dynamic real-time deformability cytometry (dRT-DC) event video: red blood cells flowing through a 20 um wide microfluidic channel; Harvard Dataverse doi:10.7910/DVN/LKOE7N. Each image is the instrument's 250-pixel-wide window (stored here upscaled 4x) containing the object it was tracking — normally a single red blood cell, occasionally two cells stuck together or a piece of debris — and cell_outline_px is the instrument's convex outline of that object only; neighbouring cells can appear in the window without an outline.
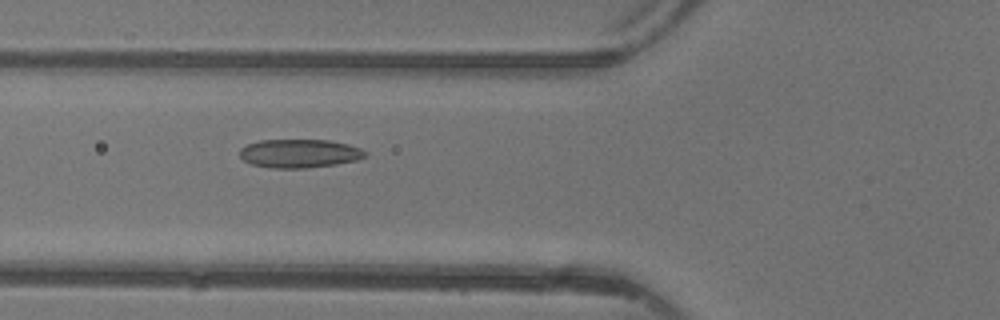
{"species": "common noctule bat (a hibernating species)", "species_latin": "Nyctalus noctula", "temperature_condition": "warm", "stored_images_in_passage": 31, "camera_frame_rate_fps": 3000, "um_per_image_px": 0.085, "animal": {"sex": "female"}, "frame": {"image": 1, "passage_image": 4, "time_ms": 1.0, "image_size_px": [1000, 320], "cell_outline_px": [[368, 156], [356, 160], [336, 164], [308, 168], [272, 168], [252, 164], [244, 160], [240, 156], [240, 148], [248, 144], [260, 140], [328, 140], [348, 144], [360, 148], [368, 152]], "centroid_in_image_um": [25.48, 13.04], "position_along_channel_um": 100.3, "area_um2": 20.92}}
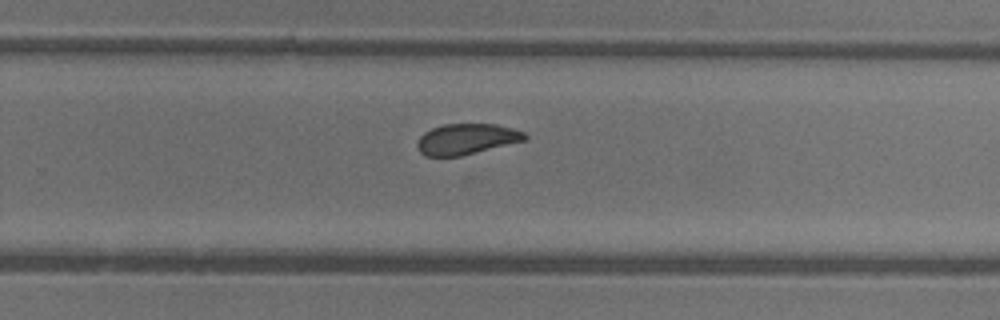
{"frame": {"image": 2, "passage_image": 17, "time_ms": 5.333, "image_size_px": [1000, 320], "cell_outline_px": [[528, 140], [460, 156], [424, 156], [416, 148], [416, 144], [420, 136], [424, 132], [432, 128], [444, 124], [496, 124], [524, 132], [528, 136]], "centroid_in_image_um": [39.65, 11.82], "position_along_channel_um": 290.2, "area_um2": 19.36}}
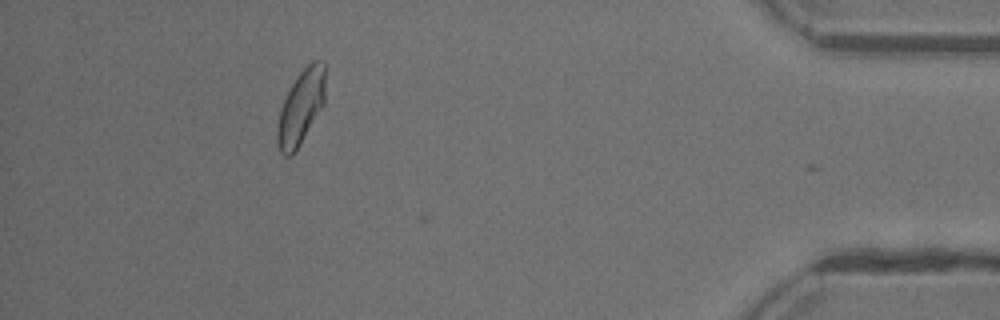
{"frame": {"image": 3, "passage_image": 29, "time_ms": 9.333, "image_size_px": [1000, 320], "cell_outline_px": [[324, 104], [300, 144], [292, 156], [284, 156], [280, 152], [276, 144], [276, 132], [280, 108], [292, 84], [300, 72], [312, 60], [324, 60]], "centroid_in_image_um": [25.56, 9.14], "position_along_channel_um": 409.6, "area_um2": 20.69}, "authors_computed_cell_mechanics": {"area_um2": 20.4034, "velocity_mm_per_s": 4.3801, "shape_relaxation_time_tau1_ms": null, "shape_relaxation_time_tau2_ms": 1.9251, "deformation_change_tau1": null, "deformation_change_tau2": 0.0758}}